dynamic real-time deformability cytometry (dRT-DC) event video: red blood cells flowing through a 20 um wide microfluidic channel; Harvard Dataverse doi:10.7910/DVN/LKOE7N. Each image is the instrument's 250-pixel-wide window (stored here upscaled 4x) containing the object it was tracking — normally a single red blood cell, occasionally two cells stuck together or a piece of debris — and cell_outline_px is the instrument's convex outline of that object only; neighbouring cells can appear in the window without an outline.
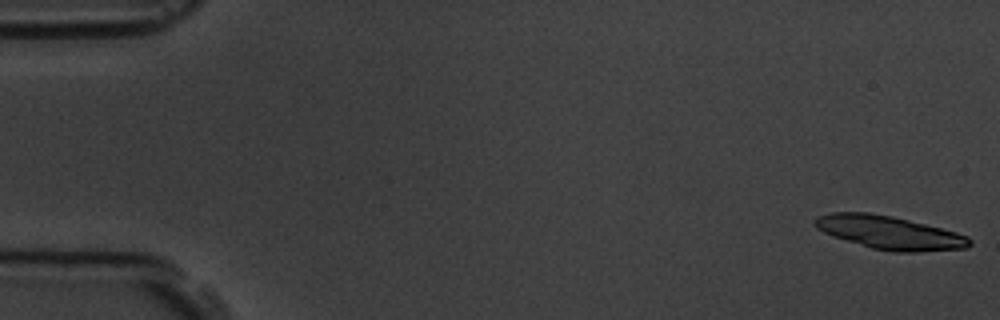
{"species": "common noctule bat (a hibernating species)", "species_latin": "Nyctalus noctula", "temperature_condition": "room temperature", "stored_images_in_passage": 57, "camera_frame_rate_fps": 3000, "um_per_image_px": 0.085, "animal": {"sex": "male", "body_mass_g": 19.5, "forearm_length_mm": 54.6}, "frame": {"image": 1, "passage_image": 1, "time_ms": 0.0, "image_size_px": [1000, 320], "cell_outline_px": [[972, 244], [964, 248], [916, 252], [892, 252], [872, 248], [832, 236], [816, 228], [812, 224], [812, 220], [816, 216], [832, 212], [868, 212], [892, 216], [956, 232], [968, 236], [972, 240]], "centroid_in_image_um": [75.55, 19.76], "position_along_channel_um": 9.4, "area_um2": 30.0}}
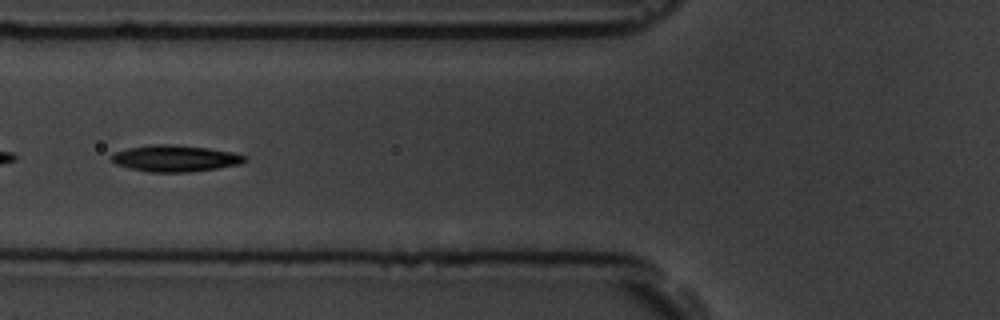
{"frame": {"image": 2, "passage_image": 22, "time_ms": 7.0, "image_size_px": [1000, 320], "cell_outline_px": [[248, 160], [240, 164], [216, 168], [188, 172], [148, 172], [128, 168], [116, 164], [108, 156], [116, 152], [128, 148], [152, 144], [172, 144], [208, 148], [236, 152], [248, 156]], "centroid_in_image_um": [14.91, 13.46], "position_along_channel_um": 110.9, "area_um2": 20.75}}
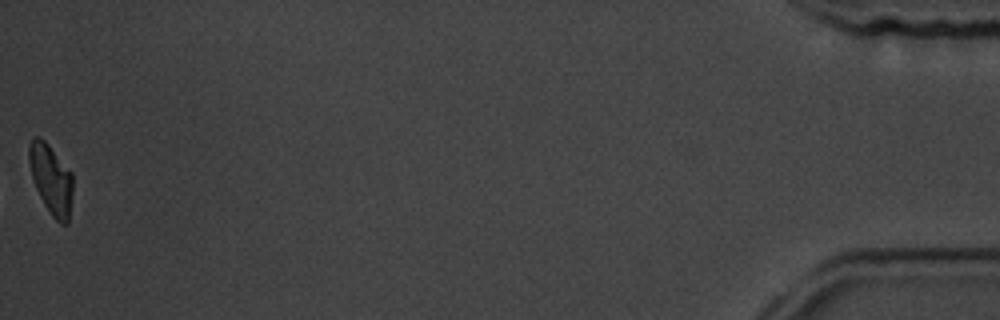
{"frame": {"image": 3, "passage_image": 57, "time_ms": 18.667, "image_size_px": [1000, 320], "cell_outline_px": [[72, 192], [68, 224], [60, 224], [52, 216], [44, 204], [36, 188], [32, 176], [28, 160], [28, 144], [36, 136], [40, 136], [48, 144], [72, 172]], "centroid_in_image_um": [4.34, 15.22], "position_along_channel_um": 430.9, "area_um2": 17.74}, "authors_computed_cell_mechanics": {"area_um2": 20.1722, "velocity_mm_per_s": 3.592, "shape_relaxation_time_tau1_ms": 3.5912, "shape_relaxation_time_tau2_ms": 6.8077, "deformation_change_tau1": 0.1498, "deformation_change_tau2": 0.125}}